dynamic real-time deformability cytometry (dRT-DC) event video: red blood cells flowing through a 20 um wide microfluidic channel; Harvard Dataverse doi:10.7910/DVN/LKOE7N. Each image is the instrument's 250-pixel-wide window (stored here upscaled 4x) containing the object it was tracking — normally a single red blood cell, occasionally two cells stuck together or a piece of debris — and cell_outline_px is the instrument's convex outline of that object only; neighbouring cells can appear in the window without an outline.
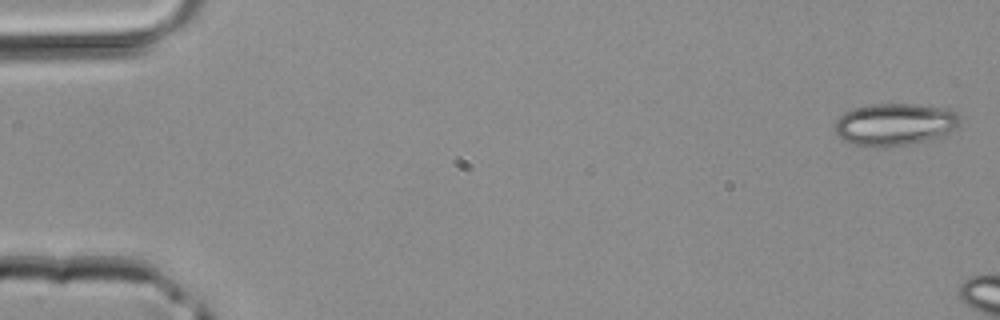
{"species": "common noctule bat (a hibernating species)", "species_latin": "Nyctalus noctula", "temperature_condition": "room temperature", "stored_images_in_passage": 8, "camera_frame_rate_fps": 3000, "um_per_image_px": 0.085, "animal": {"sex": "male", "body_mass_g": 20.4}, "frame": {"image": 1, "passage_image": 1, "time_ms": 0.0, "image_size_px": [1000, 320], "cell_outline_px": [[960, 124], [956, 128], [944, 136], [928, 140], [908, 144], [856, 144], [844, 140], [836, 132], [832, 124], [844, 112], [852, 108], [872, 104], [916, 104], [944, 108], [956, 112], [960, 116]], "centroid_in_image_um": [76.09, 10.52], "position_along_channel_um": 8.9, "area_um2": 30.29}}